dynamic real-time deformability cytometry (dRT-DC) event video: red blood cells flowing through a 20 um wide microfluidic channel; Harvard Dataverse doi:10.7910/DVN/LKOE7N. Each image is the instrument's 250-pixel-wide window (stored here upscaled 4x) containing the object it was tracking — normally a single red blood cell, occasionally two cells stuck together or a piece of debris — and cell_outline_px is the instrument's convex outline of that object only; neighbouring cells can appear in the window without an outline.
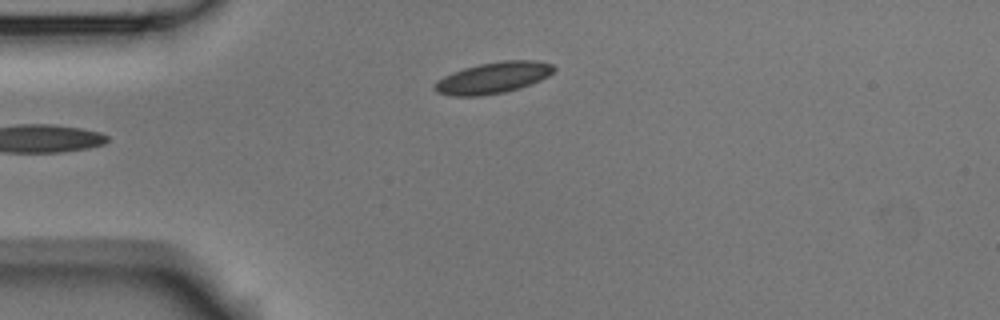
{"species": "Egyptian fruit bat (a non-hibernating species)", "species_latin": "Rousettus aegyptiacus", "temperature_condition": "room temperature", "stored_images_in_passage": 2, "camera_frame_rate_fps": 3000, "um_per_image_px": 0.085, "animal": {"sex": "male"}, "frame": {"image": 1, "passage_image": 1, "time_ms": 0.0, "image_size_px": [1000, 320], "cell_outline_px": [[556, 68], [548, 76], [540, 80], [520, 88], [504, 92], [480, 96], [452, 96], [436, 92], [432, 88], [436, 80], [452, 72], [464, 68], [480, 64], [504, 60], [536, 60], [552, 64]], "centroid_in_image_um": [41.89, 6.61], "position_along_channel_um": 43.1, "area_um2": 21.79}}